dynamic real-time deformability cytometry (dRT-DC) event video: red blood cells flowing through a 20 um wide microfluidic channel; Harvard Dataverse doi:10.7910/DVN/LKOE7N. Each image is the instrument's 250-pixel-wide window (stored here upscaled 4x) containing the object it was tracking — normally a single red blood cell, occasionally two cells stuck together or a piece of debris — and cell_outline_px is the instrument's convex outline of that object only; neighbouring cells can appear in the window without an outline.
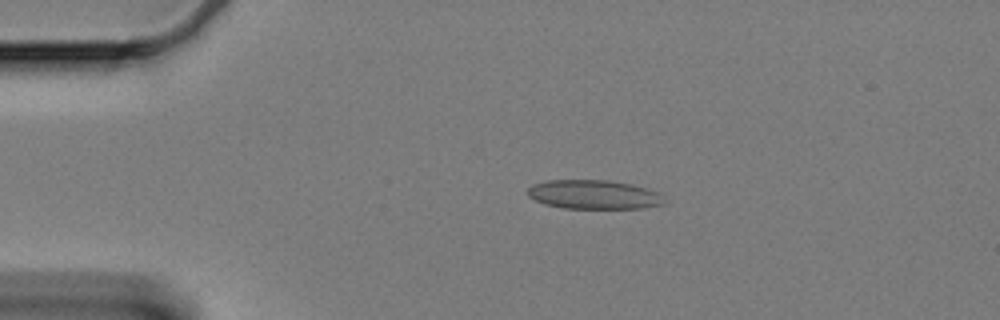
{"species": "Egyptian fruit bat (a non-hibernating species)", "species_latin": "Rousettus aegyptiacus", "temperature_condition": "cold", "stored_images_in_passage": 25, "camera_frame_rate_fps": 3000, "um_per_image_px": 0.085, "animal": {"sex": "female"}, "frame": {"image": 1, "passage_image": 4, "time_ms": 1.0, "image_size_px": [1000, 320], "cell_outline_px": [[664, 204], [640, 208], [564, 208], [544, 204], [528, 196], [528, 188], [532, 184], [548, 180], [608, 180], [632, 184], [648, 188], [656, 192]], "centroid_in_image_um": [50.41, 16.53], "position_along_channel_um": 34.6, "area_um2": 22.89}}
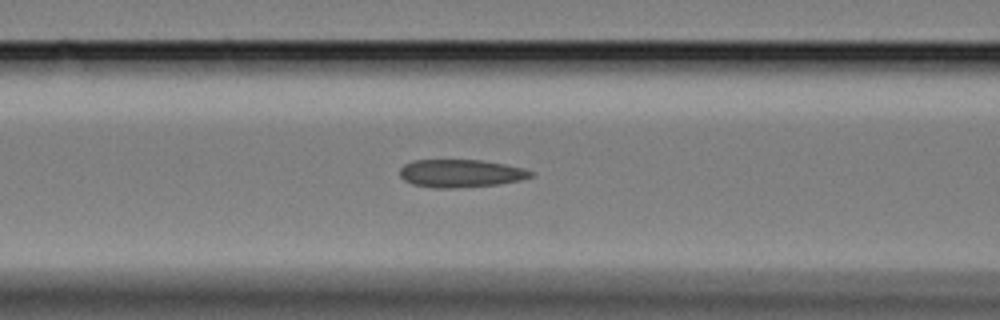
{"frame": {"image": 2, "passage_image": 16, "time_ms": 5.0, "image_size_px": [1000, 320], "cell_outline_px": [[536, 172], [532, 176], [520, 180], [496, 184], [456, 188], [436, 188], [412, 184], [404, 180], [400, 176], [400, 168], [404, 164], [412, 160], [480, 160], [504, 164], [524, 168]], "centroid_in_image_um": [39.15, 14.73], "position_along_channel_um": 127.5, "area_um2": 21.27}}
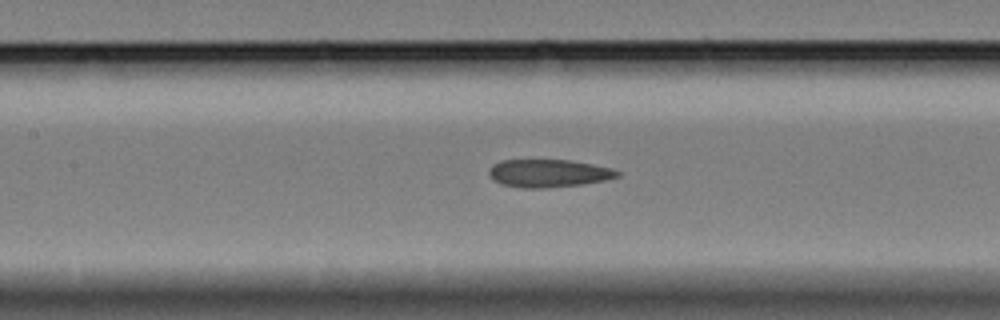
{"frame": {"image": 3, "passage_image": 19, "time_ms": 6.0, "image_size_px": [1000, 320], "cell_outline_px": [[620, 176], [604, 180], [584, 184], [548, 188], [524, 188], [500, 184], [492, 180], [488, 172], [492, 164], [500, 160], [572, 160], [612, 168], [620, 172]], "centroid_in_image_um": [46.6, 14.73], "position_along_channel_um": 160.8, "area_um2": 21.04}}